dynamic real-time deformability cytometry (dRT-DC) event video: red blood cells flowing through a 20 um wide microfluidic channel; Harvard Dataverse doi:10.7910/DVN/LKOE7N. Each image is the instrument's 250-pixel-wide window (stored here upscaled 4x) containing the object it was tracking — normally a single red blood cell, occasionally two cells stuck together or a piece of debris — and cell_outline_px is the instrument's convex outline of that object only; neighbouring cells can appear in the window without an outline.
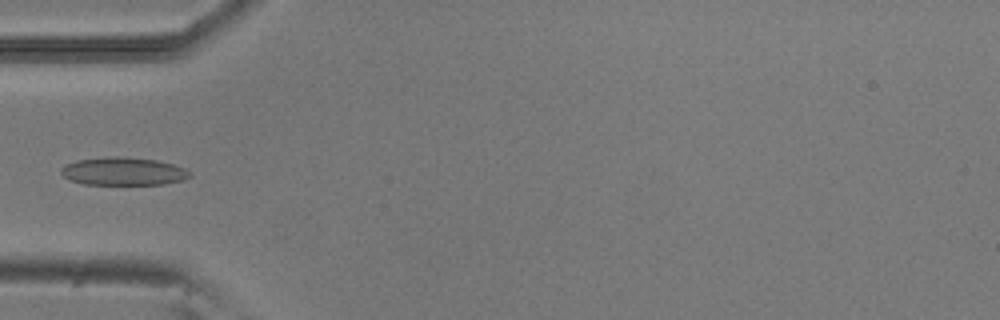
{"species": "common noctule bat (a hibernating species)", "species_latin": "Nyctalus noctula", "temperature_condition": "room temperature", "stored_images_in_passage": 4, "camera_frame_rate_fps": 3000, "um_per_image_px": 0.085, "animal": {"sex": "male", "body_mass_g": 20.5, "forearm_length_mm": 52.5}, "frame": {"image": 1, "passage_image": 4, "time_ms": 1.0, "image_size_px": [1000, 320], "cell_outline_px": [[192, 176], [184, 180], [164, 184], [84, 184], [72, 180], [64, 176], [60, 172], [60, 168], [76, 160], [108, 156], [116, 156], [156, 160], [172, 164], [184, 168], [192, 172]], "centroid_in_image_um": [10.51, 14.56], "position_along_channel_um": 74.5, "area_um2": 20.92}}